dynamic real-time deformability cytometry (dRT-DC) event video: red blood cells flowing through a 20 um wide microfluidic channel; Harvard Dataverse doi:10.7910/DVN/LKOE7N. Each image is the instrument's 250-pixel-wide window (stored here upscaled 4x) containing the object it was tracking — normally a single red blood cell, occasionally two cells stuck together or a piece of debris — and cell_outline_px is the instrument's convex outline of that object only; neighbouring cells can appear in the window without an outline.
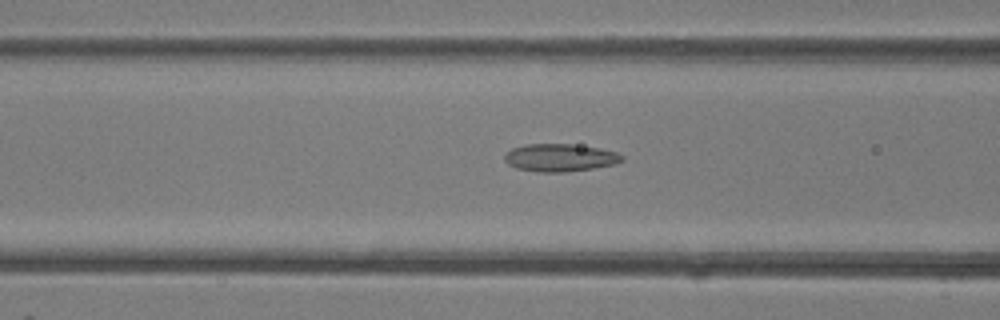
{"species": "common noctule bat (a hibernating species)", "species_latin": "Nyctalus noctula", "temperature_condition": "room temperature", "stored_images_in_passage": 37, "camera_frame_rate_fps": 3000, "um_per_image_px": 0.085, "animal": {"sex": "female"}, "frame": {"image": 1, "passage_image": 13, "time_ms": 4.0, "image_size_px": [1000, 320], "cell_outline_px": [[624, 160], [616, 164], [592, 168], [564, 172], [536, 172], [516, 168], [508, 164], [504, 160], [504, 156], [512, 148], [524, 144], [572, 144], [600, 148], [616, 152], [624, 156]], "centroid_in_image_um": [47.6, 13.4], "position_along_channel_um": 119.0, "area_um2": 19.02}}
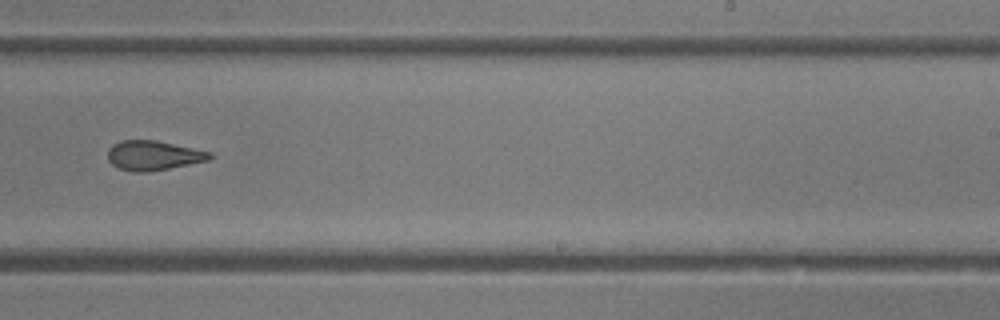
{"frame": {"image": 2, "passage_image": 22, "time_ms": 7.0, "image_size_px": [1000, 320], "cell_outline_px": [[212, 156], [208, 160], [148, 172], [132, 172], [120, 168], [112, 164], [108, 160], [108, 148], [112, 144], [120, 140], [156, 140], [212, 152]], "centroid_in_image_um": [13.0, 13.2], "position_along_channel_um": 276.0, "area_um2": 17.51}}
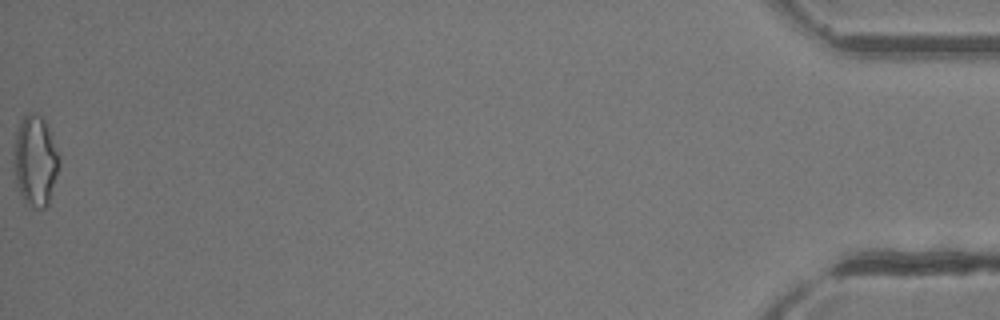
{"frame": {"image": 3, "passage_image": 37, "time_ms": 12.0, "image_size_px": [1000, 320], "cell_outline_px": [[60, 164], [48, 208], [32, 208], [24, 200], [20, 192], [16, 180], [12, 164], [16, 132], [20, 120], [28, 112], [36, 112], [48, 124], [60, 156]], "centroid_in_image_um": [3.01, 13.65], "position_along_channel_um": 432.2, "area_um2": 24.51}}